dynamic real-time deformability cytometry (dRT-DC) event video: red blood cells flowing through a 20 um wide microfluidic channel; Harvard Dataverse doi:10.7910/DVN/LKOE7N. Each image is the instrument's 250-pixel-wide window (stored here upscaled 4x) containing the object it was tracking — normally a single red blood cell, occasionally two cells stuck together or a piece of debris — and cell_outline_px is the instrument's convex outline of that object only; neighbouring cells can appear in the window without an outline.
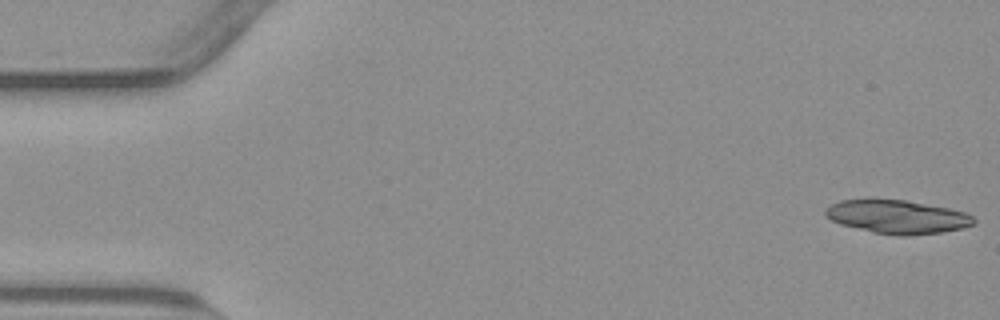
{"species": "common noctule bat (a hibernating species)", "species_latin": "Nyctalus noctula", "temperature_condition": "warm", "stored_images_in_passage": 54, "camera_frame_rate_fps": 3000, "um_per_image_px": 0.085, "animal": {"sex": "male", "body_mass_g": 23.1, "forearm_length_mm": 52.7}, "frame": {"image": 1, "passage_image": 1, "time_ms": 0.0, "image_size_px": [1000, 320], "cell_outline_px": [[976, 224], [964, 228], [940, 232], [908, 236], [900, 236], [872, 232], [840, 224], [824, 216], [824, 212], [832, 204], [840, 200], [904, 200], [948, 208], [964, 212], [972, 216], [976, 220]], "centroid_in_image_um": [76.29, 18.45], "position_along_channel_um": 8.7, "area_um2": 28.73}}
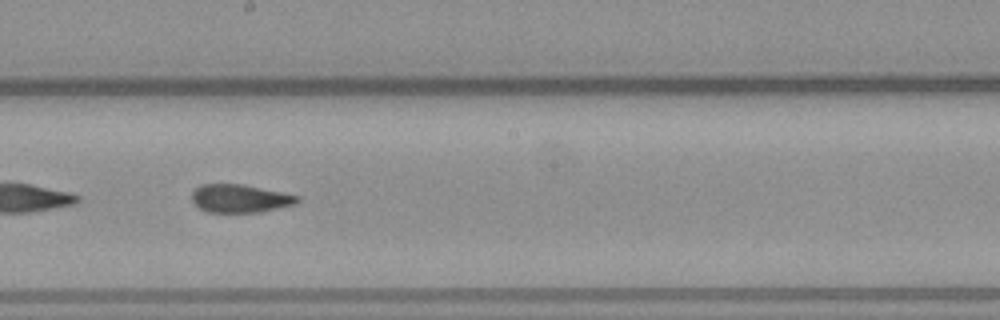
{"frame": {"image": 2, "passage_image": 30, "time_ms": 9.667, "image_size_px": [1000, 320], "cell_outline_px": [[300, 200], [292, 204], [260, 212], [208, 212], [200, 208], [192, 200], [192, 192], [200, 184], [244, 184], [300, 196]], "centroid_in_image_um": [20.38, 16.86], "position_along_channel_um": 227.8, "area_um2": 17.11}}
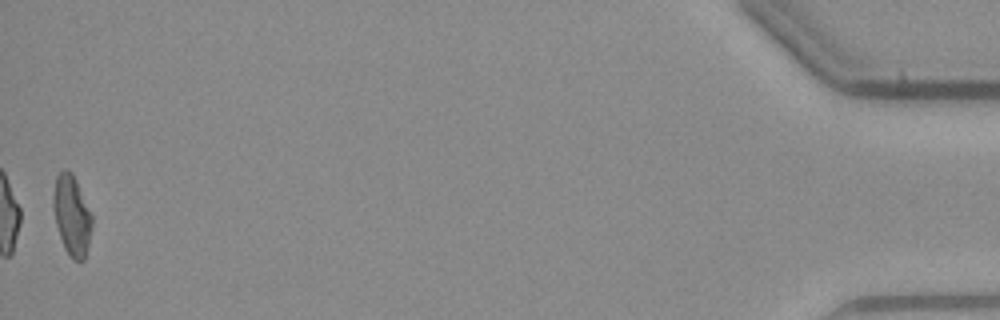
{"frame": {"image": 3, "passage_image": 54, "time_ms": 17.667, "image_size_px": [1000, 320], "cell_outline_px": [[92, 228], [84, 260], [72, 260], [64, 248], [56, 224], [52, 208], [52, 196], [56, 176], [64, 168], [72, 172], [92, 212]], "centroid_in_image_um": [6.1, 18.28], "position_along_channel_um": 429.1, "area_um2": 18.32}, "authors_computed_cell_mechanics": {"area_um2": 18.1781, "velocity_mm_per_s": 3.7977, "shape_relaxation_time_tau1_ms": null, "shape_relaxation_time_tau2_ms": 2.105, "deformation_change_tau1": null, "deformation_change_tau2": 0.0918}}